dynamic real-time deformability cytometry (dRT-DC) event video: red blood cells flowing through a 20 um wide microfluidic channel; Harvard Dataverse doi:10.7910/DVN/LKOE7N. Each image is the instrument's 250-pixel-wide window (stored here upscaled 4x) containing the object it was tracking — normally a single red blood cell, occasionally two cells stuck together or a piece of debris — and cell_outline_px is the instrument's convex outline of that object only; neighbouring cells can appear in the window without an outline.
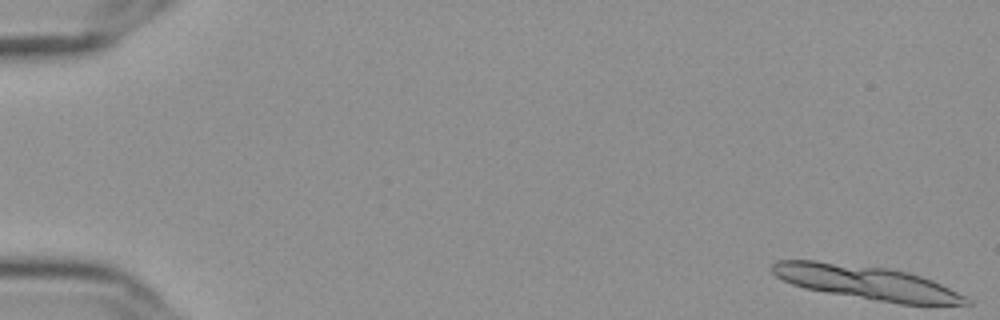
{"species": "Egyptian fruit bat (a non-hibernating species)", "species_latin": "Rousettus aegyptiacus", "temperature_condition": "cold", "stored_images_in_passage": 13, "camera_frame_rate_fps": 3000, "um_per_image_px": 0.085, "frame": {"image": 1, "passage_image": 1, "time_ms": 0.0, "image_size_px": [1000, 320], "cell_outline_px": [[972, 304], [900, 304], [872, 300], [804, 288], [792, 284], [776, 276], [772, 272], [772, 264], [776, 260], [816, 260], [888, 268], [908, 272], [932, 280], [972, 300]], "centroid_in_image_um": [73.62, 24.01], "position_along_channel_um": 11.4, "area_um2": 38.03}}